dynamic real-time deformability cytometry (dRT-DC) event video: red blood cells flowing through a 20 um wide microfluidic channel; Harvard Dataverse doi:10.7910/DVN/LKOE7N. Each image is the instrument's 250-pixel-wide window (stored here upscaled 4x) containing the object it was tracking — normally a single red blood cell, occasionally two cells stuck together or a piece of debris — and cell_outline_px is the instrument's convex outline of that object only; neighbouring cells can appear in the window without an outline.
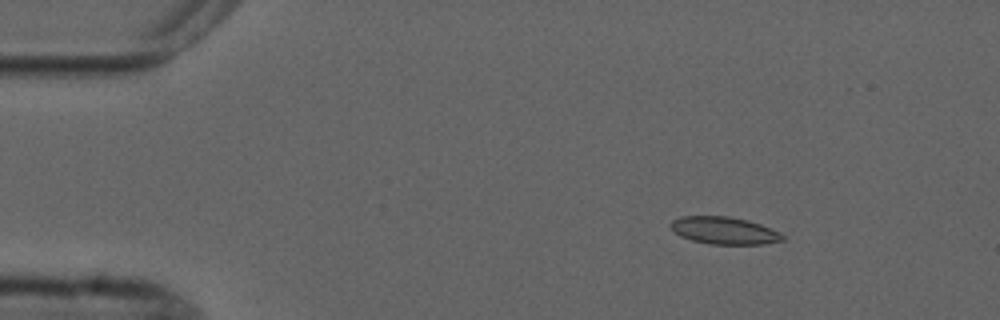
{"species": "common noctule bat (a hibernating species)", "species_latin": "Nyctalus noctula", "temperature_condition": "cold", "stored_images_in_passage": 6, "camera_frame_rate_fps": 3000, "um_per_image_px": 0.085, "animal": {"sex": "male", "forearm_length_mm": 52.5}, "frame": {"image": 1, "passage_image": 3, "time_ms": 2.333, "image_size_px": [1000, 320], "cell_outline_px": [[784, 240], [764, 244], [708, 244], [692, 240], [680, 236], [672, 232], [668, 224], [672, 220], [680, 216], [728, 216], [748, 220], [760, 224], [780, 232], [784, 236]], "centroid_in_image_um": [61.51, 19.59], "position_along_channel_um": 23.5, "area_um2": 18.03}}